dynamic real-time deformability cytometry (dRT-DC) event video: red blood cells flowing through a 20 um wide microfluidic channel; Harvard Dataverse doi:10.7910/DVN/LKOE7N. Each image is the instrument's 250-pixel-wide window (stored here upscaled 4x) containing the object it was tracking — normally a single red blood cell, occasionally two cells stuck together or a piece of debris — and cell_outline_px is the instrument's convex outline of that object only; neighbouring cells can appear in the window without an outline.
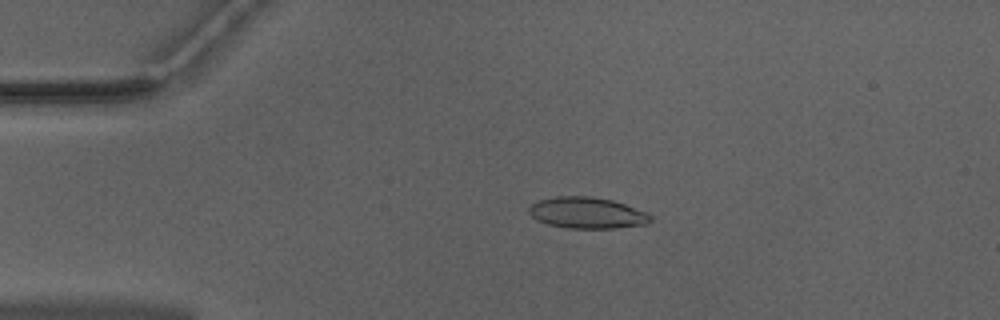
{"species": "Egyptian fruit bat (a non-hibernating species)", "species_latin": "Rousettus aegyptiacus", "temperature_condition": "warm", "stored_images_in_passage": 50, "camera_frame_rate_fps": 3000, "um_per_image_px": 0.085, "animal": {"sex": "male"}, "frame": {"image": 1, "passage_image": 10, "time_ms": 3.0, "image_size_px": [1000, 320], "cell_outline_px": [[652, 220], [648, 224], [616, 228], [568, 228], [548, 224], [536, 220], [528, 212], [528, 208], [532, 204], [540, 200], [556, 196], [588, 196], [612, 200], [648, 212], [652, 216]], "centroid_in_image_um": [49.92, 18.1], "position_along_channel_um": 35.1, "area_um2": 22.2}}
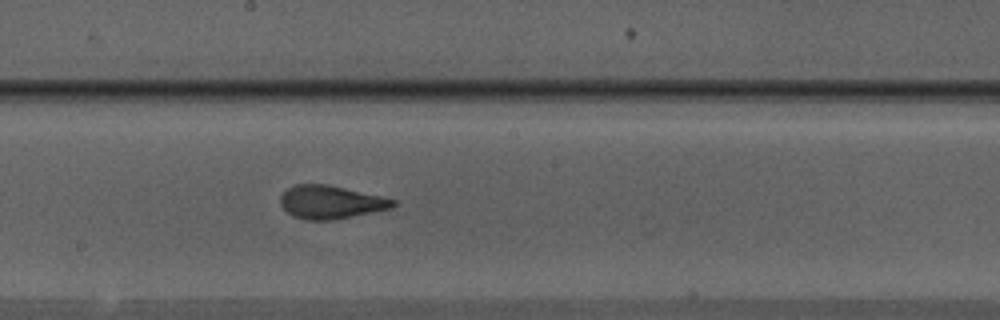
{"frame": {"image": 2, "passage_image": 27, "time_ms": 8.667, "image_size_px": [1000, 320], "cell_outline_px": [[396, 204], [392, 208], [332, 220], [308, 220], [296, 216], [288, 212], [280, 204], [280, 196], [288, 188], [296, 184], [328, 184], [380, 196], [396, 200]], "centroid_in_image_um": [28.11, 17.17], "position_along_channel_um": 220.1, "area_um2": 21.5}}
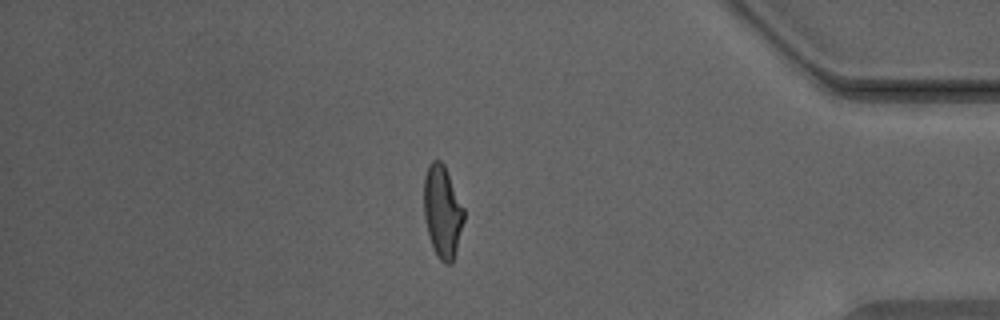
{"frame": {"image": 3, "passage_image": 43, "time_ms": 14.0, "image_size_px": [1000, 320], "cell_outline_px": [[464, 220], [452, 264], [444, 264], [436, 256], [428, 232], [424, 216], [424, 176], [428, 164], [432, 160], [440, 160], [444, 164], [464, 208]], "centroid_in_image_um": [37.6, 17.97], "position_along_channel_um": 397.6, "area_um2": 21.44}, "authors_computed_cell_mechanics": {"area_um2": 21.7328, "velocity_mm_per_s": 3.9881, "shape_relaxation_time_tau1_ms": 4.7165, "shape_relaxation_time_tau2_ms": 1.105, "deformation_change_tau1": 0.1959, "deformation_change_tau2": 0.0851}}